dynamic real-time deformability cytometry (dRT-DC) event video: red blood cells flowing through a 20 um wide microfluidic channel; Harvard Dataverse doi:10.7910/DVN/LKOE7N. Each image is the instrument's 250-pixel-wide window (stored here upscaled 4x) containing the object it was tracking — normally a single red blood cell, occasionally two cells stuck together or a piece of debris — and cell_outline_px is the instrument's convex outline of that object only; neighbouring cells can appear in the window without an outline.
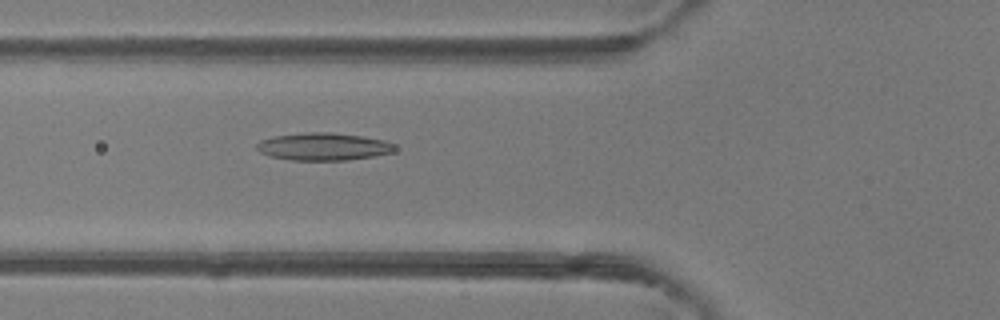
{"species": "common noctule bat (a hibernating species)", "species_latin": "Nyctalus noctula", "temperature_condition": "room temperature", "stored_images_in_passage": 48, "camera_frame_rate_fps": 3000, "um_per_image_px": 0.085, "animal": {"sex": "female"}, "frame": {"image": 1, "passage_image": 18, "time_ms": 5.667, "image_size_px": [1000, 320], "cell_outline_px": [[396, 148], [392, 152], [376, 156], [348, 160], [292, 160], [272, 156], [260, 152], [256, 148], [256, 144], [260, 140], [272, 136], [304, 132], [332, 132], [364, 136], [384, 140], [392, 144]], "centroid_in_image_um": [27.48, 12.45], "position_along_channel_um": 98.3, "area_um2": 22.25}}
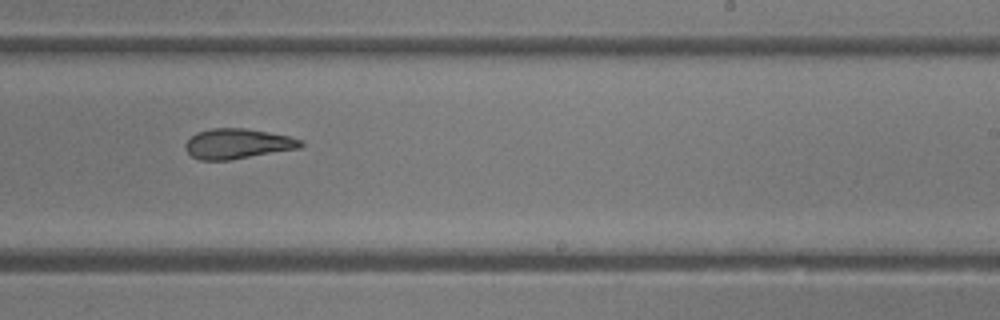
{"frame": {"image": 2, "passage_image": 30, "time_ms": 9.667, "image_size_px": [1000, 320], "cell_outline_px": [[304, 144], [300, 148], [228, 160], [200, 160], [192, 156], [184, 148], [184, 144], [196, 132], [212, 128], [244, 128], [268, 132], [288, 136], [304, 140]], "centroid_in_image_um": [20.19, 12.21], "position_along_channel_um": 268.8, "area_um2": 20.17}}
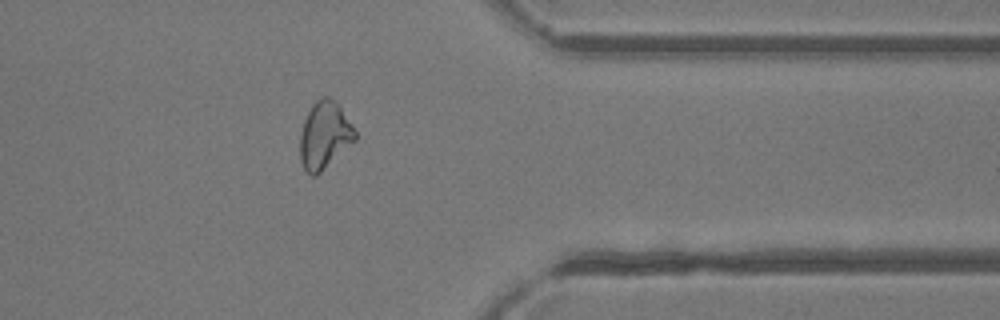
{"frame": {"image": 3, "passage_image": 39, "time_ms": 12.667, "image_size_px": [1000, 320], "cell_outline_px": [[356, 140], [316, 176], [312, 176], [304, 168], [300, 160], [300, 136], [304, 120], [312, 104], [316, 100], [324, 96], [328, 96], [340, 108], [356, 132]], "centroid_in_image_um": [27.56, 11.52], "position_along_channel_um": 383.8, "area_um2": 21.15}, "authors_computed_cell_mechanics": {"area_um2": 22.2819, "velocity_mm_per_s": 4.2486, "shape_relaxation_time_tau1_ms": 11.1341, "shape_relaxation_time_tau2_ms": 2.9752, "deformation_change_tau1": 0.2442, "deformation_change_tau2": 0.1265}}